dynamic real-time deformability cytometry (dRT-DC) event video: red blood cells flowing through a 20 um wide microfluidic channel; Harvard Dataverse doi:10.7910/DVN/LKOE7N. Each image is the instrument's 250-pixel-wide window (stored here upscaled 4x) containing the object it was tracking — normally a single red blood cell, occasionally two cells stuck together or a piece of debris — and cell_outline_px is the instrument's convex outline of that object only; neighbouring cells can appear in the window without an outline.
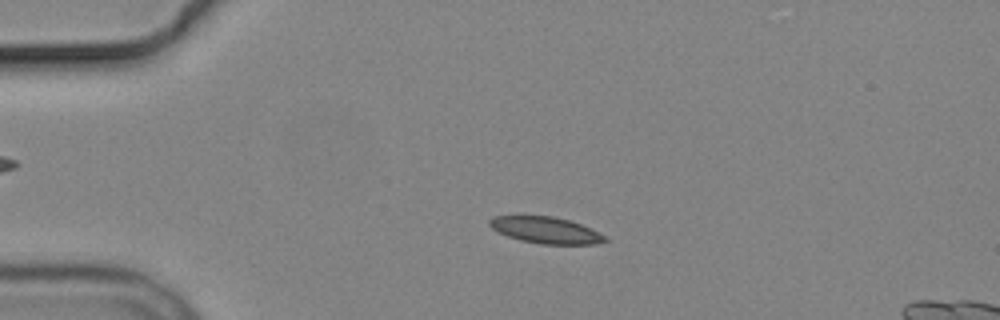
{"species": "common noctule bat (a hibernating species)", "species_latin": "Nyctalus noctula", "temperature_condition": "cold", "stored_images_in_passage": 5, "camera_frame_rate_fps": 3000, "um_per_image_px": 0.085, "animal": {"sex": "male", "body_mass_g": 19.2, "forearm_length_mm": 51.8}, "frame": {"image": 1, "passage_image": 4, "time_ms": 3.333, "image_size_px": [1000, 320], "cell_outline_px": [[608, 240], [596, 244], [540, 244], [520, 240], [508, 236], [492, 228], [488, 224], [488, 220], [492, 216], [552, 216], [568, 220], [580, 224], [604, 236]], "centroid_in_image_um": [46.34, 19.56], "position_along_channel_um": 38.7, "area_um2": 17.51}}